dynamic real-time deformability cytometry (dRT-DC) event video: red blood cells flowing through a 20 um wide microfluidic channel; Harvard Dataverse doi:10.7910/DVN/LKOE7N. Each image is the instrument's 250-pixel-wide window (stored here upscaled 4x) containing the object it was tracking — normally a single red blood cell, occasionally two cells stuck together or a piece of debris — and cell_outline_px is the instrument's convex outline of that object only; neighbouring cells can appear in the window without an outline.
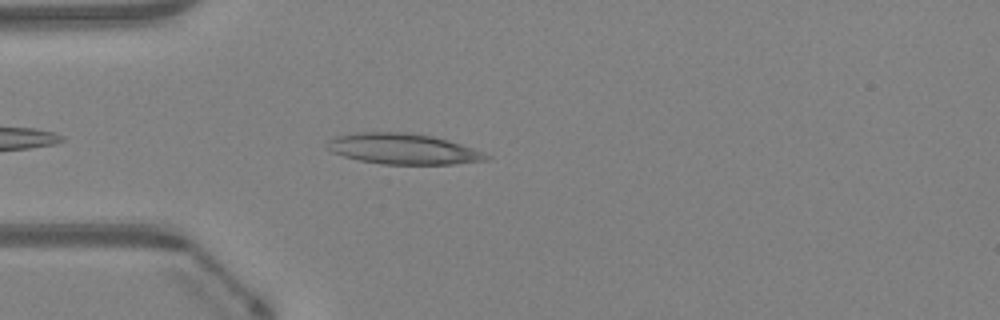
{"species": "Egyptian fruit bat (a non-hibernating species)", "species_latin": "Rousettus aegyptiacus", "temperature_condition": "warm", "stored_images_in_passage": 36, "camera_frame_rate_fps": 3000, "um_per_image_px": 0.085, "animal": {"sex": "female"}, "frame": {"image": 1, "passage_image": 4, "time_ms": 1.0, "image_size_px": [1000, 320], "cell_outline_px": [[492, 156], [488, 160], [456, 164], [380, 164], [360, 160], [344, 156], [332, 152], [324, 144], [328, 140], [336, 136], [356, 132], [404, 132], [432, 136], [448, 140], [472, 148]], "centroid_in_image_um": [34.24, 12.66], "position_along_channel_um": 50.8, "area_um2": 28.44}}
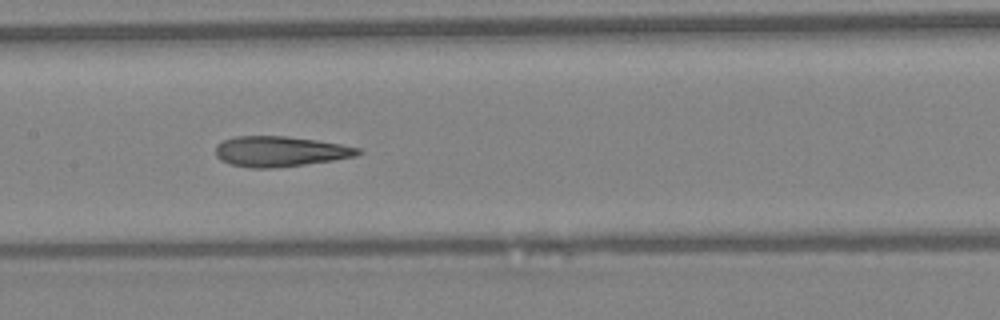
{"frame": {"image": 2, "passage_image": 14, "time_ms": 4.333, "image_size_px": [1000, 320], "cell_outline_px": [[364, 152], [356, 156], [332, 160], [304, 164], [272, 168], [252, 168], [232, 164], [220, 160], [216, 156], [216, 144], [224, 140], [236, 136], [284, 136], [316, 140], [340, 144], [360, 148]], "centroid_in_image_um": [23.8, 12.87], "position_along_channel_um": 183.6, "area_um2": 25.03}}
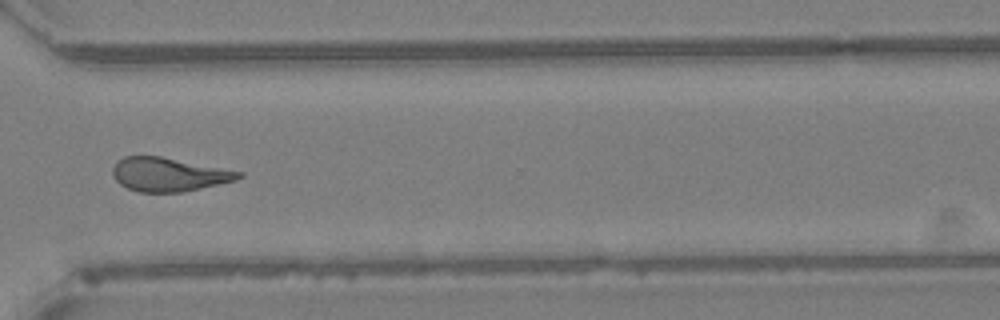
{"frame": {"image": 3, "passage_image": 26, "time_ms": 8.333, "image_size_px": [1000, 320], "cell_outline_px": [[244, 176], [236, 180], [200, 188], [180, 192], [140, 192], [128, 188], [120, 184], [112, 176], [112, 168], [116, 160], [124, 156], [160, 156], [244, 172]], "centroid_in_image_um": [14.32, 14.82], "position_along_channel_um": 356.3, "area_um2": 24.74}, "authors_computed_cell_mechanics": {"area_um2": 24.7384, "velocity_mm_per_s": 4.3258, "shape_relaxation_time_tau1_ms": null, "shape_relaxation_time_tau2_ms": 2.4065, "deformation_change_tau1": null, "deformation_change_tau2": 0.128}}